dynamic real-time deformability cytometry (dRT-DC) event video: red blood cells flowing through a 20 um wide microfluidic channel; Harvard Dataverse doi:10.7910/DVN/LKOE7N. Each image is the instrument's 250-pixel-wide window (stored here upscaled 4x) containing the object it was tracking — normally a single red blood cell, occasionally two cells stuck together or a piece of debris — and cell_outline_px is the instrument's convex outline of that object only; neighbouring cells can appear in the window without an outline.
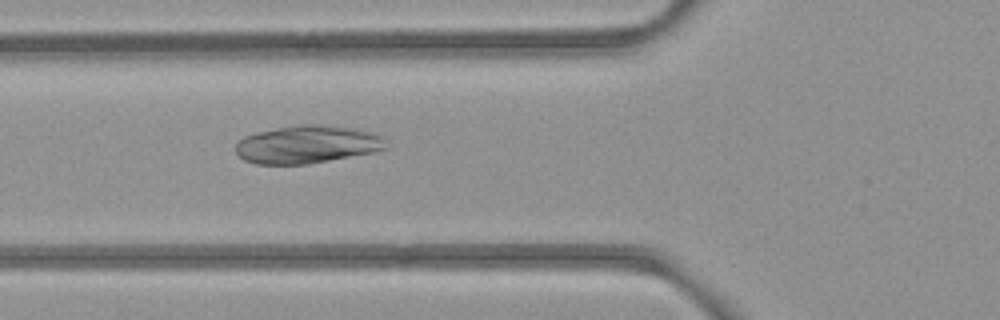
{"species": "common noctule bat (a hibernating species)", "species_latin": "Nyctalus noctula", "temperature_condition": "room temperature", "stored_images_in_passage": 48, "camera_frame_rate_fps": 3000, "um_per_image_px": 0.085, "animal": {"sex": "female", "body_mass_g": 21.9}, "frame": {"image": 1, "passage_image": 17, "time_ms": 5.333, "image_size_px": [1000, 320], "cell_outline_px": [[388, 148], [372, 152], [308, 164], [256, 164], [244, 160], [236, 152], [236, 144], [244, 136], [256, 132], [276, 128], [300, 124], [316, 124], [352, 128], [376, 132], [384, 136]], "centroid_in_image_um": [26.14, 12.27], "position_along_channel_um": 99.7, "area_um2": 33.23}}
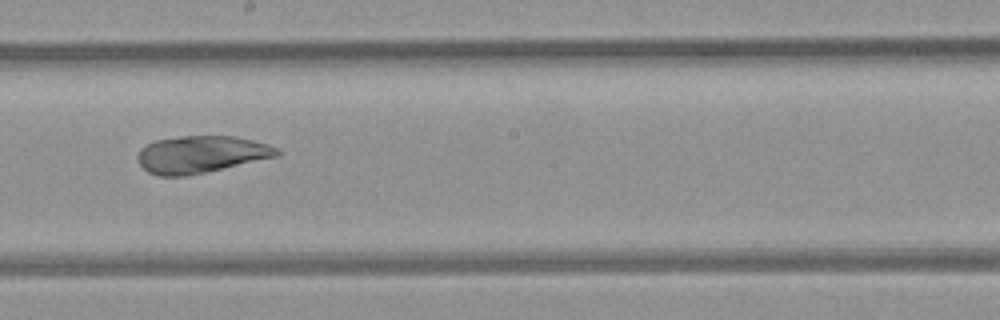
{"frame": {"image": 2, "passage_image": 27, "time_ms": 8.667, "image_size_px": [1000, 320], "cell_outline_px": [[280, 156], [188, 176], [160, 176], [148, 172], [140, 164], [136, 156], [140, 148], [156, 140], [180, 136], [236, 136], [268, 144], [276, 148], [280, 152]], "centroid_in_image_um": [17.09, 13.12], "position_along_channel_um": 231.1, "area_um2": 30.23}}
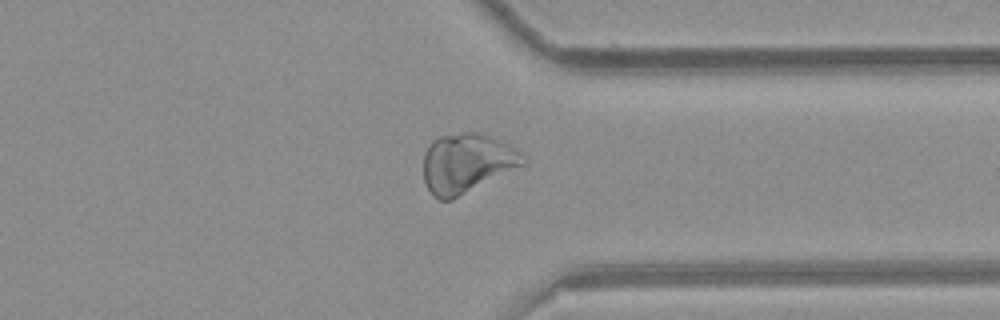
{"frame": {"image": 3, "passage_image": 38, "time_ms": 12.333, "image_size_px": [1000, 320], "cell_outline_px": [[528, 160], [524, 164], [452, 200], [440, 200], [432, 196], [424, 180], [424, 152], [428, 144], [432, 140], [440, 136], [464, 132], [476, 132], [492, 136], [516, 148]], "centroid_in_image_um": [39.66, 13.86], "position_along_channel_um": 371.7, "area_um2": 34.51}}